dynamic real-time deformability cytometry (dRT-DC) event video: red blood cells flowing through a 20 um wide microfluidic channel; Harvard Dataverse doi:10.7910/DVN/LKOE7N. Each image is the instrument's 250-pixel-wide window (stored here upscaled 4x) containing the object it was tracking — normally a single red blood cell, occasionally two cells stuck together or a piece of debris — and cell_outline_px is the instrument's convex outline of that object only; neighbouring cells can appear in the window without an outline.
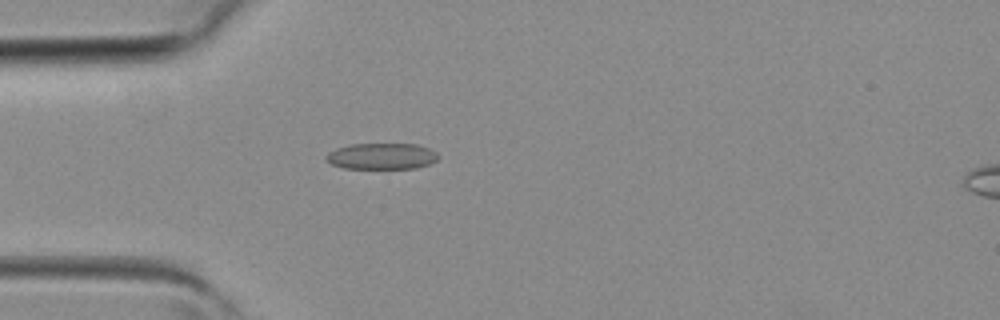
{"species": "common noctule bat (a hibernating species)", "species_latin": "Nyctalus noctula", "temperature_condition": "room temperature", "stored_images_in_passage": 2, "camera_frame_rate_fps": 3000, "um_per_image_px": 0.085, "animal": {"sex": "female", "body_mass_g": 19.3, "forearm_length_mm": 54.1}, "frame": {"image": 1, "passage_image": 2, "time_ms": 0.333, "image_size_px": [1000, 320], "cell_outline_px": [[440, 156], [436, 160], [428, 164], [416, 168], [344, 168], [332, 164], [324, 160], [324, 156], [328, 152], [336, 148], [348, 144], [416, 144], [428, 148], [436, 152]], "centroid_in_image_um": [32.4, 13.27], "position_along_channel_um": 52.6, "area_um2": 17.17}}